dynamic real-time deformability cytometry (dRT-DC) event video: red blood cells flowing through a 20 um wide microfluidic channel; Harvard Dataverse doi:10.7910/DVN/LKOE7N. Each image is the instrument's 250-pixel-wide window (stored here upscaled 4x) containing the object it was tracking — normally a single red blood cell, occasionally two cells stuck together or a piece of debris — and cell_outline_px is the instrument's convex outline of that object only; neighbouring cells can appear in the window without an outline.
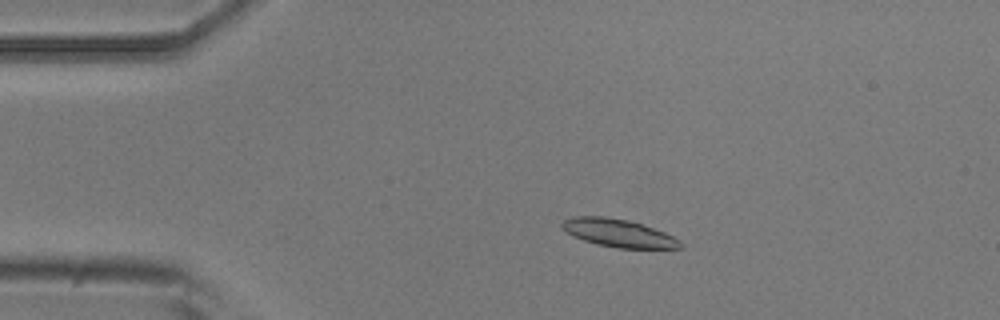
{"species": "common noctule bat (a hibernating species)", "species_latin": "Nyctalus noctula", "temperature_condition": "room temperature", "stored_images_in_passage": 14, "camera_frame_rate_fps": 3000, "um_per_image_px": 0.085, "animal": {"sex": "male", "body_mass_g": 20.5, "forearm_length_mm": 52.5}, "frame": {"image": 1, "passage_image": 2, "time_ms": 2.0, "image_size_px": [1000, 320], "cell_outline_px": [[684, 244], [680, 248], [616, 248], [596, 244], [584, 240], [568, 232], [560, 224], [564, 220], [572, 216], [604, 216], [628, 220], [664, 232], [680, 240]], "centroid_in_image_um": [52.58, 19.81], "position_along_channel_um": 32.4, "area_um2": 18.96}}
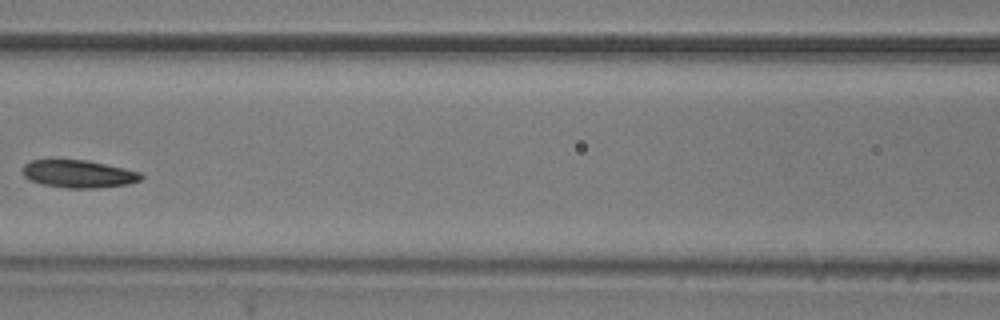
{"frame": {"image": 2, "passage_image": 6, "time_ms": 6.667, "image_size_px": [1000, 320], "cell_outline_px": [[144, 176], [140, 180], [128, 184], [96, 188], [68, 188], [44, 184], [32, 180], [24, 176], [20, 172], [20, 168], [24, 164], [32, 160], [88, 160], [124, 168], [140, 172]], "centroid_in_image_um": [6.66, 14.77], "position_along_channel_um": 159.9, "area_um2": 19.07}}
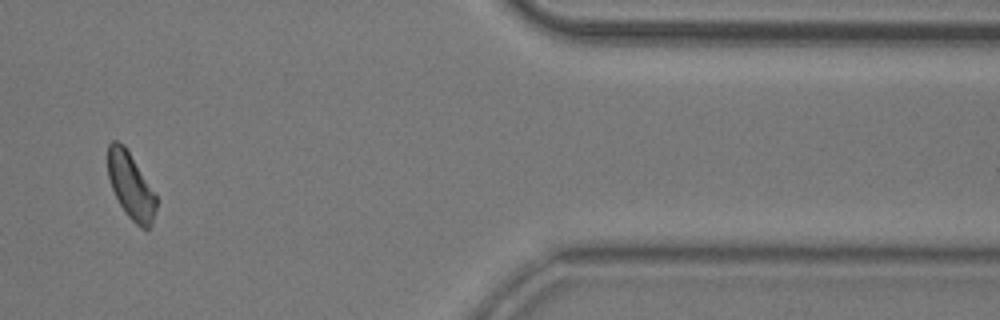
{"frame": {"image": 3, "passage_image": 12, "time_ms": 14.333, "image_size_px": [1000, 320], "cell_outline_px": [[156, 208], [152, 224], [148, 228], [140, 228], [128, 216], [120, 204], [112, 188], [108, 176], [108, 144], [112, 140], [116, 140], [124, 144], [128, 148], [156, 196]], "centroid_in_image_um": [11.11, 15.76], "position_along_channel_um": 400.3, "area_um2": 18.55}, "authors_computed_cell_mechanics": {"area_um2": 19.0162, "velocity_mm_per_s": 3.6391, "shape_relaxation_time_tau1_ms": 4.0415, "shape_relaxation_time_tau2_ms": null, "deformation_change_tau1": 0.1237, "deformation_change_tau2": null}}